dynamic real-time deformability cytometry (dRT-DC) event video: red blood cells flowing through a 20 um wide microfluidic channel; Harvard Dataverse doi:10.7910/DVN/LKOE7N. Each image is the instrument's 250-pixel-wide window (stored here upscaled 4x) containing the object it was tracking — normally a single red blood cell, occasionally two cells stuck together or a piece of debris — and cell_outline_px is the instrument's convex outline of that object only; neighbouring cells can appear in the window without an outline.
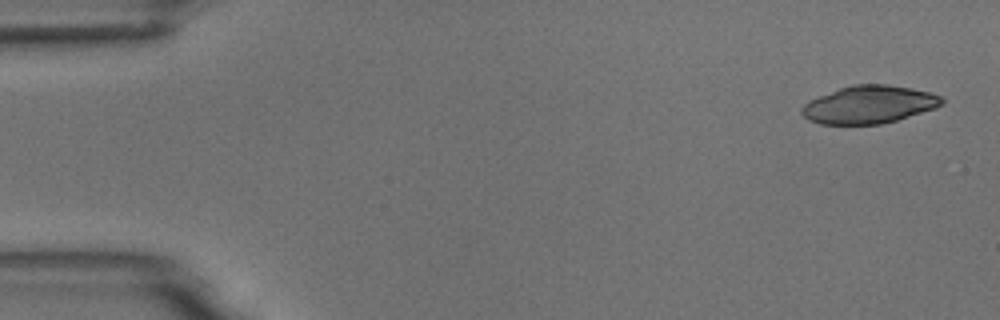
{"species": "common noctule bat (a hibernating species)", "species_latin": "Nyctalus noctula", "temperature_condition": "room temperature", "stored_images_in_passage": 5, "camera_frame_rate_fps": 3000, "um_per_image_px": 0.085, "animal": {"sex": "male", "body_mass_g": 18.8}, "frame": {"image": 1, "passage_image": 1, "time_ms": 0.0, "image_size_px": [1000, 320], "cell_outline_px": [[944, 104], [936, 108], [896, 120], [880, 124], [820, 124], [808, 120], [800, 112], [800, 108], [804, 104], [820, 96], [840, 88], [852, 84], [888, 84], [912, 88], [928, 92], [940, 96], [944, 100]], "centroid_in_image_um": [73.88, 8.89], "position_along_channel_um": 11.1, "area_um2": 30.69}}